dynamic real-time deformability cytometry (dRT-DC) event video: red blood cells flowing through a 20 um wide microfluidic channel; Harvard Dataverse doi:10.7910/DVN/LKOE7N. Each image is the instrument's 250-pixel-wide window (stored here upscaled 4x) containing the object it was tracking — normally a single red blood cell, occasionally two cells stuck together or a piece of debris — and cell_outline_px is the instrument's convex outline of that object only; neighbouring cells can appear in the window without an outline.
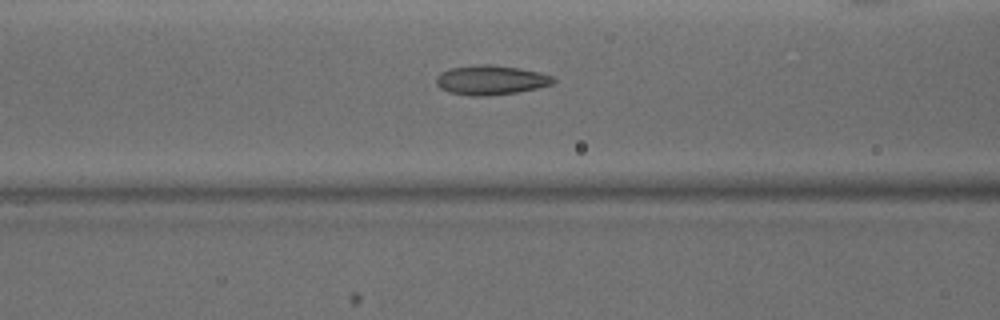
{"species": "common noctule bat (a hibernating species)", "species_latin": "Nyctalus noctula", "temperature_condition": "warm", "stored_images_in_passage": 48, "camera_frame_rate_fps": 3000, "um_per_image_px": 0.085, "animal": {"sex": "male", "body_mass_g": 15.6}, "frame": {"image": 1, "passage_image": 19, "time_ms": 6.0, "image_size_px": [1000, 320], "cell_outline_px": [[556, 80], [552, 84], [536, 88], [516, 92], [488, 96], [472, 96], [452, 92], [440, 88], [436, 84], [436, 76], [440, 72], [448, 68], [480, 64], [488, 64], [520, 68], [540, 72], [552, 76]], "centroid_in_image_um": [41.7, 6.79], "position_along_channel_um": 124.9, "area_um2": 20.11}}
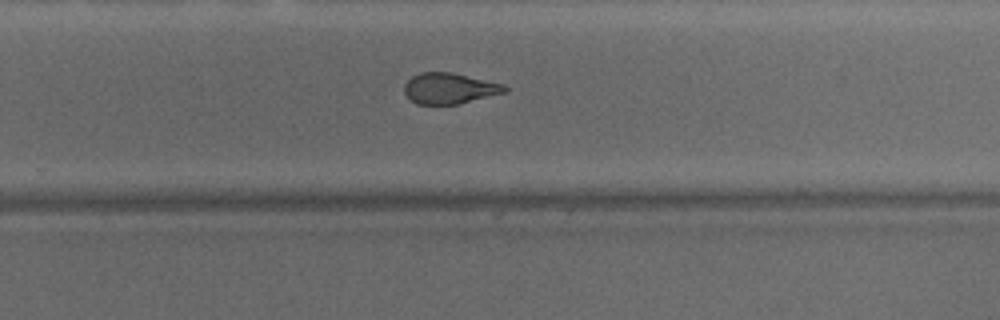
{"frame": {"image": 2, "passage_image": 31, "time_ms": 10.0, "image_size_px": [1000, 320], "cell_outline_px": [[508, 92], [456, 104], [416, 104], [404, 92], [404, 84], [412, 76], [420, 72], [452, 72], [504, 84], [508, 88]], "centroid_in_image_um": [38.22, 7.5], "position_along_channel_um": 291.6, "area_um2": 18.03}}
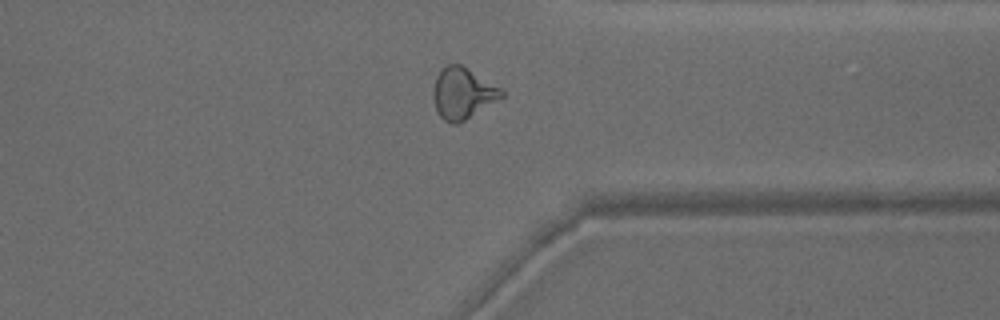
{"frame": {"image": 3, "passage_image": 37, "time_ms": 12.0, "image_size_px": [1000, 320], "cell_outline_px": [[504, 96], [460, 124], [452, 124], [444, 120], [440, 116], [436, 108], [432, 96], [432, 88], [436, 76], [440, 68], [448, 64], [460, 64], [500, 88], [504, 92]], "centroid_in_image_um": [39.29, 7.94], "position_along_channel_um": 372.1, "area_um2": 20.4}, "authors_computed_cell_mechanics": {"area_um2": 20.4612, "velocity_mm_per_s": 4.1778, "shape_relaxation_time_tau1_ms": null, "shape_relaxation_time_tau2_ms": 1.7829, "deformation_change_tau1": null, "deformation_change_tau2": 0.0907}}